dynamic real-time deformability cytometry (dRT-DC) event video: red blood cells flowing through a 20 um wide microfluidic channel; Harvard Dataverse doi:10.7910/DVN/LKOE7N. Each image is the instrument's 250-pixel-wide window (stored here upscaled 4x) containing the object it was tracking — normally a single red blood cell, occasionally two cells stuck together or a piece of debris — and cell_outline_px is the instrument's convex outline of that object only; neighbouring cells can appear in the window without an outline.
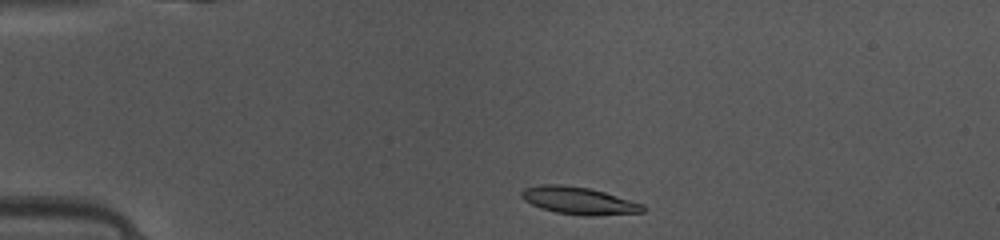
{"species": "common noctule bat (a hibernating species)", "species_latin": "Nyctalus noctula", "temperature_condition": "warm", "stored_images_in_passage": 39, "camera_frame_rate_fps": 3000, "um_per_image_px": 0.085, "animal": {"sex": "female", "body_mass_g": 10.0, "forearm_length_mm": 53.1}, "frame": {"image": 1, "passage_image": 1, "time_ms": 0.0, "image_size_px": [1000, 240], "cell_outline_px": [[648, 208], [644, 212], [592, 216], [588, 216], [556, 212], [540, 208], [524, 200], [520, 196], [520, 192], [524, 188], [540, 184], [560, 184], [588, 188], [604, 192], [644, 204]], "centroid_in_image_um": [49.2, 17.05], "position_along_channel_um": 35.8, "area_um2": 19.42}}
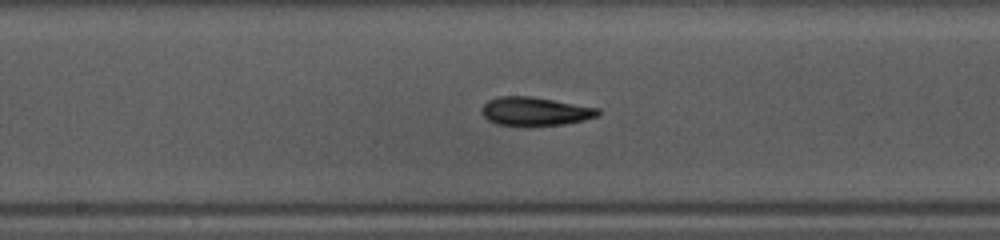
{"frame": {"image": 2, "passage_image": 16, "time_ms": 5.0, "image_size_px": [1000, 240], "cell_outline_px": [[600, 116], [584, 120], [564, 124], [524, 128], [496, 124], [488, 120], [480, 112], [480, 108], [488, 100], [500, 96], [532, 96], [600, 108]], "centroid_in_image_um": [45.47, 9.49], "position_along_channel_um": 202.7, "area_um2": 20.11}}
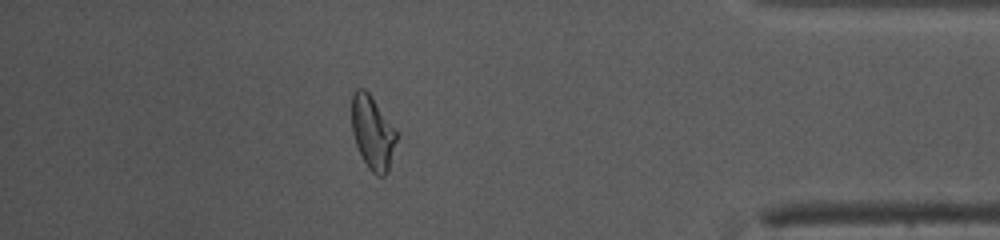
{"frame": {"image": 3, "passage_image": 33, "time_ms": 10.667, "image_size_px": [1000, 240], "cell_outline_px": [[396, 140], [388, 172], [384, 176], [376, 176], [368, 168], [356, 144], [352, 132], [352, 92], [356, 88], [364, 88], [372, 96], [396, 132]], "centroid_in_image_um": [31.64, 11.26], "position_along_channel_um": 403.6, "area_um2": 18.9}, "authors_computed_cell_mechanics": {"area_um2": 19.2474, "velocity_mm_per_s": 4.1345, "shape_relaxation_time_tau1_ms": 4.5112, "shape_relaxation_time_tau2_ms": 3.809, "deformation_change_tau1": 0.1554, "deformation_change_tau2": 0.0855}}